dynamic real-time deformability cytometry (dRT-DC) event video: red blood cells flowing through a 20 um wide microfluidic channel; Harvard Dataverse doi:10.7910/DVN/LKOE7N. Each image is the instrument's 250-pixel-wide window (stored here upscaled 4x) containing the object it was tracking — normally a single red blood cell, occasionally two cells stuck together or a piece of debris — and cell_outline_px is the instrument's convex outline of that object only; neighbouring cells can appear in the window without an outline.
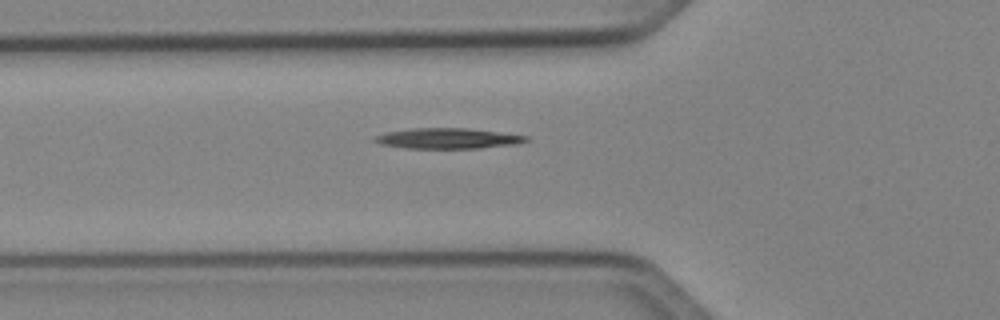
{"species": "Egyptian fruit bat (a non-hibernating species)", "species_latin": "Rousettus aegyptiacus", "temperature_condition": "cold", "stored_images_in_passage": 6, "camera_frame_rate_fps": 3000, "um_per_image_px": 0.085, "animal": {"sex": "female"}, "frame": {"image": 1, "passage_image": 6, "time_ms": 6.0, "image_size_px": [1000, 320], "cell_outline_px": [[528, 140], [516, 144], [480, 148], [404, 148], [380, 144], [372, 140], [376, 136], [388, 132], [412, 128], [468, 128], [528, 136]], "centroid_in_image_um": [38.05, 11.76], "position_along_channel_um": 87.8, "area_um2": 17.92}}